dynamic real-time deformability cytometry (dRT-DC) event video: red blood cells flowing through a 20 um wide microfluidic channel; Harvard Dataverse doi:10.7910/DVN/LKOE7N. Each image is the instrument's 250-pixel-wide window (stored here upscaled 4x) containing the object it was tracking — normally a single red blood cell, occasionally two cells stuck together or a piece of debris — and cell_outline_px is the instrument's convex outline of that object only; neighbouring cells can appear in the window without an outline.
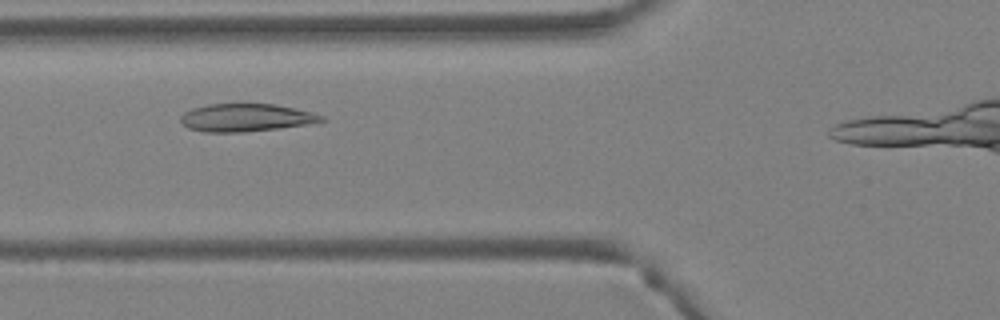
{"species": "Egyptian fruit bat (a non-hibernating species)", "species_latin": "Rousettus aegyptiacus", "temperature_condition": "warm", "stored_images_in_passage": 4, "segment_of_instrument_passage": [1, 2], "camera_frame_rate_fps": 3000, "um_per_image_px": 0.085, "animal": {"sex": "female"}, "frame": {"image": 1, "passage_image": 3, "time_ms": 0.667, "image_size_px": [1000, 320], "cell_outline_px": [[328, 120], [304, 124], [276, 128], [244, 132], [204, 132], [188, 128], [180, 120], [180, 116], [184, 112], [192, 108], [208, 104], [276, 104], [324, 116]], "centroid_in_image_um": [20.84, 10.0], "position_along_channel_um": 105.0, "area_um2": 22.48}}